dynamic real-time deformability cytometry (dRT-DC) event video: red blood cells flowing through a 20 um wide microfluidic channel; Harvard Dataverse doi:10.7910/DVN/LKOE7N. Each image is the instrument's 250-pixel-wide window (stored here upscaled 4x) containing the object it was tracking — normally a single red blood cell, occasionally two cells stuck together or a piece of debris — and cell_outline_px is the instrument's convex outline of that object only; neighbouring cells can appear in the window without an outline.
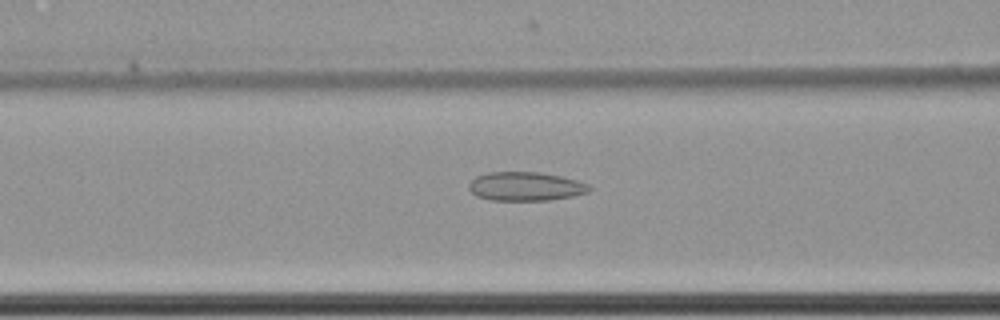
{"species": "common noctule bat (a hibernating species)", "species_latin": "Nyctalus noctula", "temperature_condition": "cold", "stored_images_in_passage": 61, "camera_frame_rate_fps": 3000, "um_per_image_px": 0.085, "animal": {"sex": "female", "body_mass_g": 22.7, "forearm_length_mm": 54.2}, "frame": {"image": 1, "passage_image": 27, "time_ms": 8.667, "image_size_px": [1000, 320], "cell_outline_px": [[592, 188], [588, 192], [572, 196], [548, 200], [492, 200], [476, 196], [468, 188], [468, 184], [476, 176], [488, 172], [540, 172], [560, 176], [576, 180], [588, 184]], "centroid_in_image_um": [44.65, 15.84], "position_along_channel_um": 121.9, "area_um2": 20.17}}
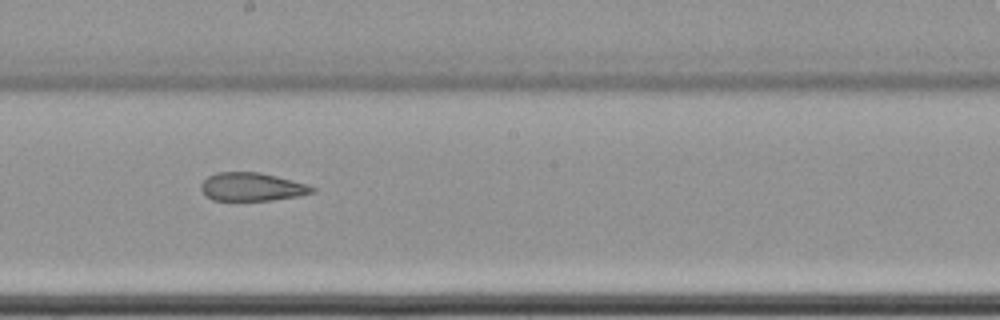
{"frame": {"image": 2, "passage_image": 36, "time_ms": 11.667, "image_size_px": [1000, 320], "cell_outline_px": [[316, 192], [300, 196], [272, 200], [212, 200], [200, 188], [200, 184], [208, 176], [216, 172], [260, 172], [308, 184], [316, 188]], "centroid_in_image_um": [21.45, 15.88], "position_along_channel_um": 226.8, "area_um2": 18.38}}
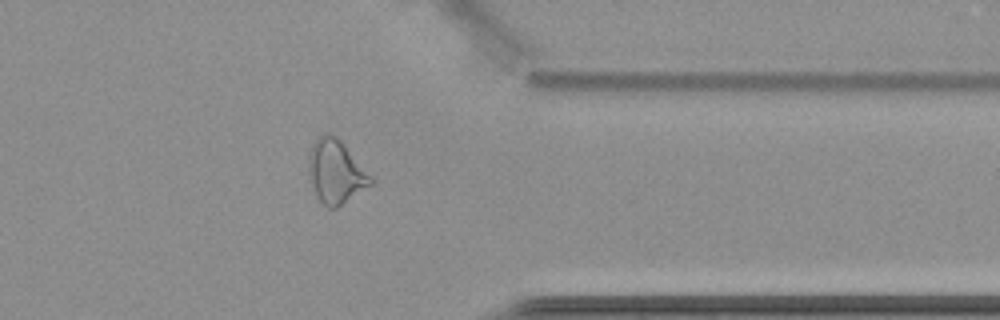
{"frame": {"image": 3, "passage_image": 50, "time_ms": 16.333, "image_size_px": [1000, 320], "cell_outline_px": [[376, 180], [372, 184], [336, 208], [328, 208], [316, 196], [308, 176], [308, 156], [312, 144], [324, 132], [328, 132], [336, 136], [344, 144]], "centroid_in_image_um": [28.54, 14.58], "position_along_channel_um": 382.9, "area_um2": 23.12}, "authors_computed_cell_mechanics": {"area_um2": 23.698, "velocity_mm_per_s": 3.4945, "shape_relaxation_time_tau1_ms": null, "shape_relaxation_time_tau2_ms": 3.8272, "deformation_change_tau1": null, "deformation_change_tau2": 0.124}}